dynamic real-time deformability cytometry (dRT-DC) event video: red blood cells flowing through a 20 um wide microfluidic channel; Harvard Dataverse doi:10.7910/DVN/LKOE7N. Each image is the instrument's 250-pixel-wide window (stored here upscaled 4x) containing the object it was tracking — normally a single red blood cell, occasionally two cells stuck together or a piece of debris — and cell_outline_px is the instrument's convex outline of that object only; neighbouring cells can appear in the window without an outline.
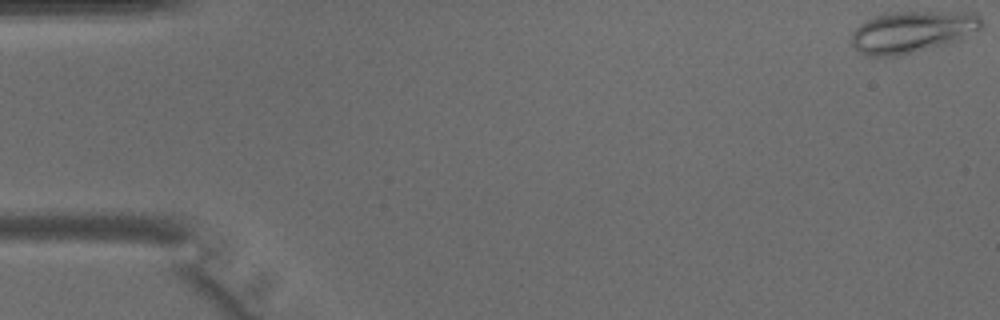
{"species": "common noctule bat (a hibernating species)", "species_latin": "Nyctalus noctula", "temperature_condition": "warm", "stored_images_in_passage": 44, "camera_frame_rate_fps": 3000, "um_per_image_px": 0.085, "animal": {"sex": "male", "body_mass_g": 15.6}, "frame": {"image": 1, "passage_image": 1, "time_ms": 0.0, "image_size_px": [1000, 320], "cell_outline_px": [[984, 28], [980, 32], [960, 40], [912, 52], [892, 56], [868, 56], [860, 52], [848, 40], [852, 32], [860, 24], [876, 16], [892, 12], [976, 12], [984, 20]], "centroid_in_image_um": [77.62, 2.69], "position_along_channel_um": 7.4, "area_um2": 31.85}}
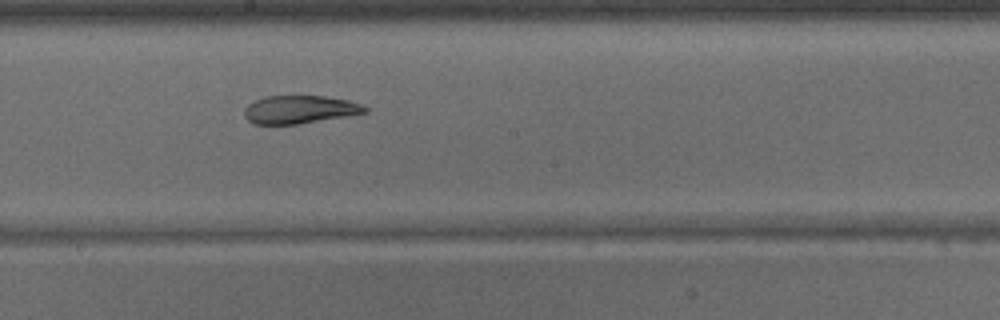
{"frame": {"image": 2, "passage_image": 24, "time_ms": 7.667, "image_size_px": [1000, 320], "cell_outline_px": [[368, 112], [296, 124], [252, 124], [244, 116], [244, 108], [248, 104], [264, 96], [324, 96], [348, 100], [360, 104], [368, 108]], "centroid_in_image_um": [25.43, 9.3], "position_along_channel_um": 222.8, "area_um2": 19.54}}
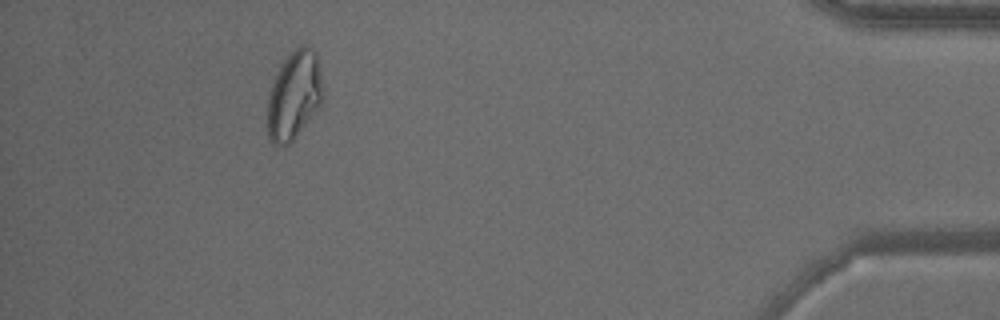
{"frame": {"image": 3, "passage_image": 40, "time_ms": 13.0, "image_size_px": [1000, 320], "cell_outline_px": [[324, 100], [320, 108], [296, 136], [284, 148], [272, 144], [268, 140], [268, 96], [272, 84], [280, 64], [300, 44], [308, 44], [316, 52], [324, 88]], "centroid_in_image_um": [25.03, 8.11], "position_along_channel_um": 410.2, "area_um2": 29.19}}